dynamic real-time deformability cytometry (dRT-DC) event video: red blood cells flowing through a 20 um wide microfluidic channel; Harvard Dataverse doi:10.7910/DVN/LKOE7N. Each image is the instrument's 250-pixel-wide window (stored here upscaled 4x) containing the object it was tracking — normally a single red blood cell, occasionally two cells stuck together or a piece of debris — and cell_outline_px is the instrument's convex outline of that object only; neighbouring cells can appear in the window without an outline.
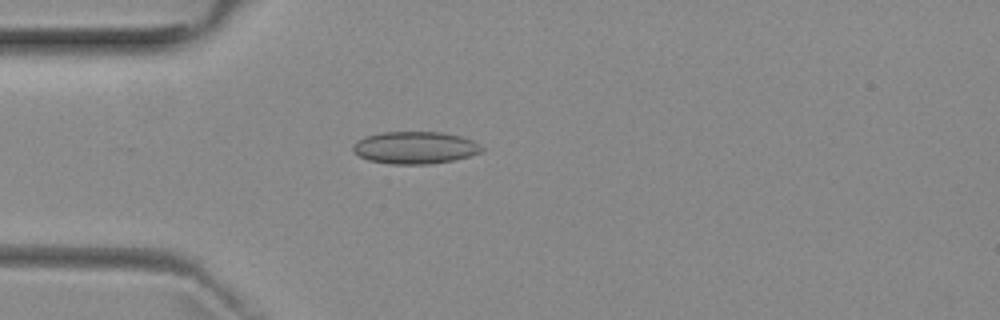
{"species": "common noctule bat (a hibernating species)", "species_latin": "Nyctalus noctula", "temperature_condition": "room temperature", "stored_images_in_passage": 4, "camera_frame_rate_fps": 3000, "um_per_image_px": 0.085, "animal": {"sex": "female", "body_mass_g": 29.2, "forearm_length_mm": 56.3}, "frame": {"image": 1, "passage_image": 3, "time_ms": 3.667, "image_size_px": [1000, 320], "cell_outline_px": [[484, 148], [480, 152], [468, 156], [452, 160], [432, 164], [392, 164], [368, 160], [360, 156], [352, 148], [364, 136], [380, 132], [440, 132], [460, 136], [472, 140]], "centroid_in_image_um": [35.28, 12.55], "position_along_channel_um": 49.7, "area_um2": 23.93}}